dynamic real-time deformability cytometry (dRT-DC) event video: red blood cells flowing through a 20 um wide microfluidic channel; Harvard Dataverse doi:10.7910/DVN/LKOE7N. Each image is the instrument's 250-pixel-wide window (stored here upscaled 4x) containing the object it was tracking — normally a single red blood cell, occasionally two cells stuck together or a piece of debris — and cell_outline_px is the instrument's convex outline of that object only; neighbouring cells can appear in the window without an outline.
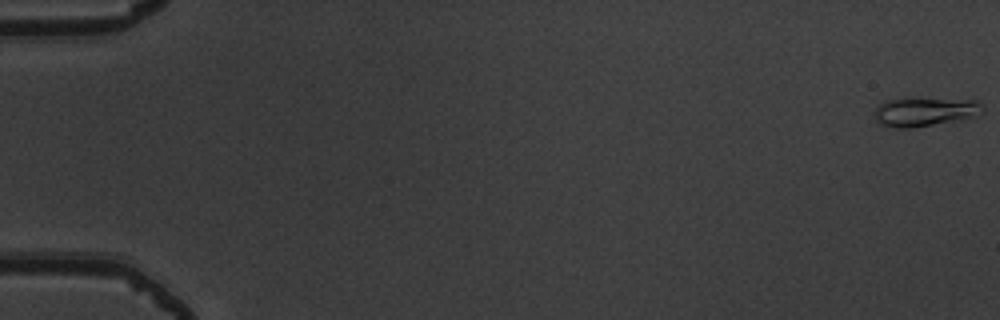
{"species": "common noctule bat (a hibernating species)", "species_latin": "Nyctalus noctula", "temperature_condition": "warm", "stored_images_in_passage": 54, "camera_frame_rate_fps": 3000, "um_per_image_px": 0.085, "animal": {"sex": "male", "body_mass_g": 19.5, "forearm_length_mm": 54.6}, "frame": {"image": 1, "passage_image": 1, "time_ms": 0.0, "image_size_px": [1000, 320], "cell_outline_px": [[984, 108], [972, 116], [960, 120], [912, 128], [896, 128], [880, 124], [876, 120], [872, 112], [884, 100], [904, 96], [916, 96], [980, 100], [984, 104]], "centroid_in_image_um": [78.57, 9.44], "position_along_channel_um": 6.4, "area_um2": 19.25}}
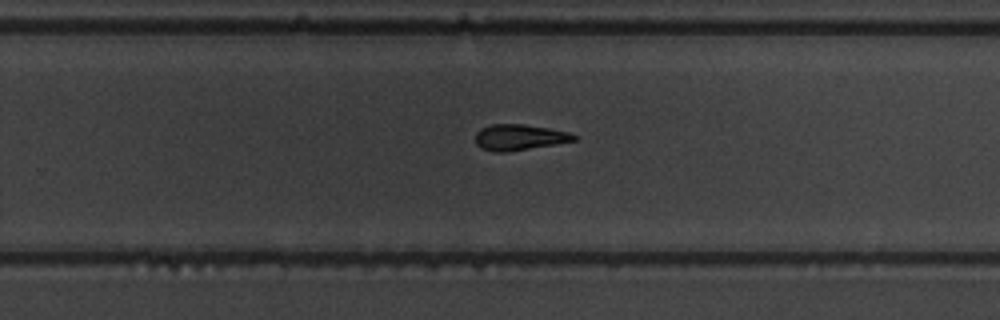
{"frame": {"image": 2, "passage_image": 36, "time_ms": 11.667, "image_size_px": [1000, 320], "cell_outline_px": [[576, 140], [556, 144], [508, 152], [496, 152], [480, 148], [476, 144], [476, 132], [480, 128], [492, 124], [524, 124], [548, 128], [568, 132], [576, 136]], "centroid_in_image_um": [44.11, 11.67], "position_along_channel_um": 285.7, "area_um2": 14.85}}
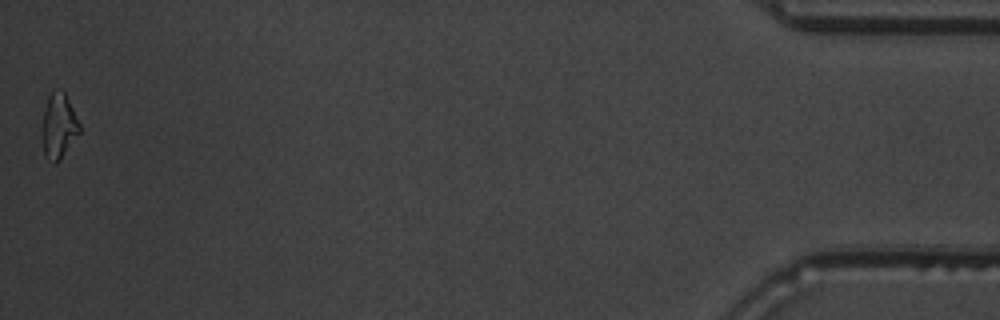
{"frame": {"image": 3, "passage_image": 54, "time_ms": 17.667, "image_size_px": [1000, 320], "cell_outline_px": [[80, 132], [60, 160], [56, 164], [52, 164], [44, 156], [40, 136], [44, 108], [48, 96], [56, 88], [60, 88], [64, 92], [80, 124]], "centroid_in_image_um": [4.94, 10.75], "position_along_channel_um": 430.3, "area_um2": 14.57}, "authors_computed_cell_mechanics": {"area_um2": 15.317, "velocity_mm_per_s": 3.8713, "shape_relaxation_time_tau1_ms": 3.4316, "shape_relaxation_time_tau2_ms": 4.1862, "deformation_change_tau1": 0.1686, "deformation_change_tau2": 0.1145}}